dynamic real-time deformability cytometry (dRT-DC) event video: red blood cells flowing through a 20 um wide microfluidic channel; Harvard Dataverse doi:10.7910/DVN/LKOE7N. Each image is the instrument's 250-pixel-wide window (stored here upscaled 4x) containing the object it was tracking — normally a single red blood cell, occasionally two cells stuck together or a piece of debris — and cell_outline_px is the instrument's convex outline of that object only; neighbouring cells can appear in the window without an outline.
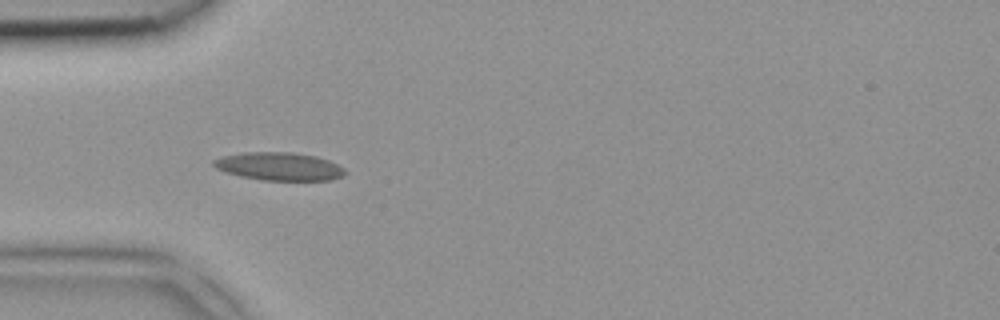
{"species": "common noctule bat (a hibernating species)", "species_latin": "Nyctalus noctula", "temperature_condition": "room temperature", "stored_images_in_passage": 4, "camera_frame_rate_fps": 3000, "um_per_image_px": 0.085, "animal": {"sex": "female", "body_mass_g": 18.4}, "frame": {"image": 1, "passage_image": 3, "time_ms": 0.667, "image_size_px": [1000, 320], "cell_outline_px": [[344, 172], [340, 176], [332, 180], [264, 180], [240, 176], [216, 168], [212, 164], [212, 160], [220, 156], [244, 152], [292, 152], [316, 156], [328, 160], [344, 168]], "centroid_in_image_um": [23.69, 14.13], "position_along_channel_um": 61.3, "area_um2": 21.33}}